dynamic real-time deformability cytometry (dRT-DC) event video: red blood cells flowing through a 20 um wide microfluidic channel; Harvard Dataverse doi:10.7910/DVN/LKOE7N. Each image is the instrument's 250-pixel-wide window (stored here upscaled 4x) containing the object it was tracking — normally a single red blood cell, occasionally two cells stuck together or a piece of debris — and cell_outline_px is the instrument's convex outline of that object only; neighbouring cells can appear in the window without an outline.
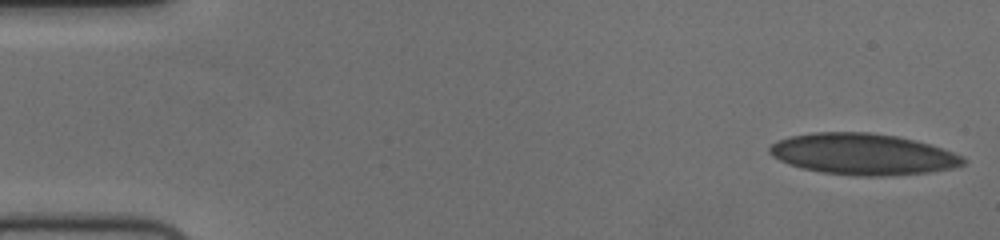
{"species": "human", "species_latin": "Homo sapiens", "temperature_condition": "cold", "stored_images_in_passage": 55, "camera_frame_rate_fps": 3000, "um_per_image_px": 0.085, "donor": {"sex": "female"}, "frame": {"image": 1, "passage_image": 1, "time_ms": 0.0, "image_size_px": [1000, 240], "cell_outline_px": [[968, 160], [964, 164], [956, 168], [928, 172], [884, 176], [856, 176], [820, 172], [788, 164], [772, 156], [768, 152], [768, 148], [776, 140], [792, 136], [812, 132], [868, 132], [896, 136], [928, 144], [964, 156]], "centroid_in_image_um": [73.34, 13.11], "position_along_channel_um": 11.7, "area_um2": 46.53}}
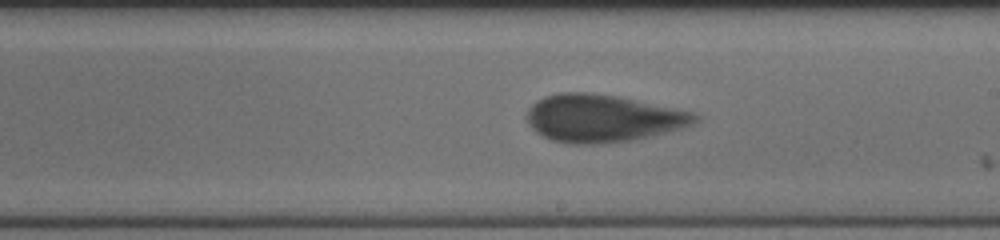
{"frame": {"image": 2, "passage_image": 31, "time_ms": 10.0, "image_size_px": [1000, 240], "cell_outline_px": [[700, 116], [692, 124], [652, 136], [632, 140], [596, 144], [568, 144], [552, 140], [536, 132], [528, 124], [524, 116], [528, 108], [536, 100], [544, 96], [560, 92], [588, 92], [616, 96], [692, 112]], "centroid_in_image_um": [51.13, 10.05], "position_along_channel_um": 237.9, "area_um2": 46.41}}
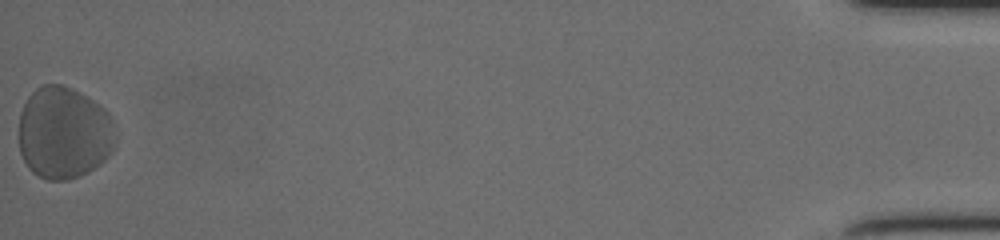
{"frame": {"image": 3, "passage_image": 55, "time_ms": 18.0, "image_size_px": [1000, 240], "cell_outline_px": [[116, 144], [112, 152], [100, 164], [88, 172], [80, 176], [68, 180], [48, 180], [32, 172], [28, 168], [20, 152], [20, 112], [28, 96], [40, 84], [60, 84], [72, 88], [80, 92], [104, 108], [112, 116], [116, 136]], "centroid_in_image_um": [5.46, 11.29], "position_along_channel_um": 429.7, "area_um2": 52.48}, "authors_computed_cell_mechanics": {"area_um2": 46.529, "velocity_mm_per_s": 3.6452, "shape_relaxation_time_tau1_ms": 3.6176, "shape_relaxation_time_tau2_ms": 1.0072, "deformation_change_tau1": 0.1129, "deformation_change_tau2": 0.0698}}